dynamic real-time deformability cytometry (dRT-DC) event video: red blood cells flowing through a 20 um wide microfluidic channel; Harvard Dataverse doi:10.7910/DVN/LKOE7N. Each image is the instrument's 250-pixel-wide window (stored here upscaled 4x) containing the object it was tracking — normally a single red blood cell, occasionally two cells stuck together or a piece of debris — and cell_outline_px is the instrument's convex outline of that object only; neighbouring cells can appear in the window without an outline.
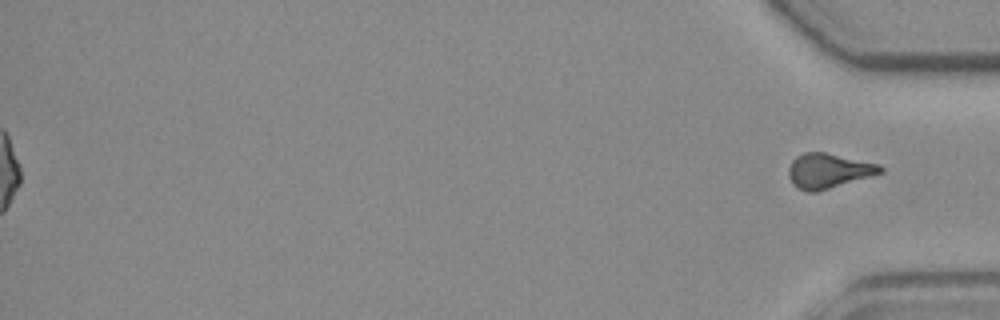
{"species": "common noctule bat (a hibernating species)", "species_latin": "Nyctalus noctula", "temperature_condition": "room temperature", "stored_images_in_passage": 49, "segment_of_instrument_passage": [2, 2], "camera_frame_rate_fps": 3000, "um_per_image_px": 0.085, "animal": {"sex": "female", "body_mass_g": 19.3, "forearm_length_mm": 54.1}, "frame": {"image": 1, "passage_image": 49, "time_ms": 16.0, "image_size_px": [1000, 320], "cell_outline_px": [[884, 172], [816, 192], [808, 192], [800, 188], [788, 176], [788, 168], [792, 160], [796, 156], [804, 152], [824, 152], [880, 164], [884, 168]], "centroid_in_image_um": [70.43, 14.5], "position_along_channel_um": 364.8, "area_um2": 18.38}}